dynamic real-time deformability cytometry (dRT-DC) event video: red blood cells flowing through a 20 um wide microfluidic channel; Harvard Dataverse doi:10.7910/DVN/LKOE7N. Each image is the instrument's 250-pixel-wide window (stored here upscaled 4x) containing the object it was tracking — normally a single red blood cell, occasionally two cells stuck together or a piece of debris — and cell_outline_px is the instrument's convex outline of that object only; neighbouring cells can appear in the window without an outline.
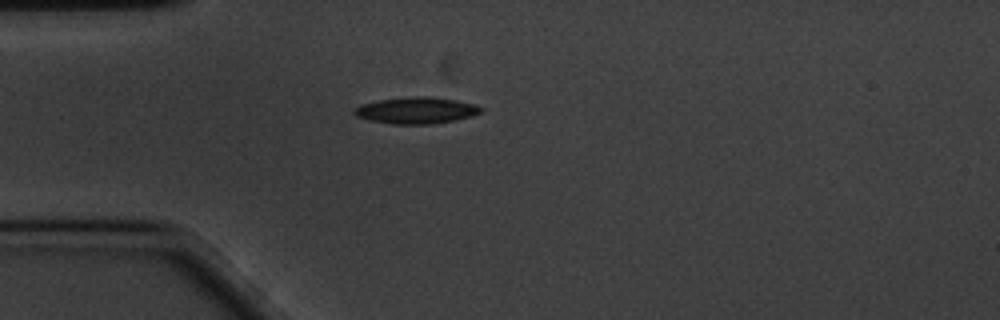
{"species": "common noctule bat (a hibernating species)", "species_latin": "Nyctalus noctula", "temperature_condition": "cold", "stored_images_in_passage": 44, "camera_frame_rate_fps": 3000, "um_per_image_px": 0.085, "animal": {"sex": "male", "body_mass_g": 20.1, "forearm_length_mm": 53.5}, "frame": {"image": 1, "passage_image": 1, "time_ms": 0.0, "image_size_px": [1000, 320], "cell_outline_px": [[484, 108], [480, 112], [472, 116], [456, 120], [432, 124], [392, 124], [368, 120], [356, 116], [352, 112], [360, 104], [380, 100], [416, 96], [424, 96], [456, 100], [476, 104]], "centroid_in_image_um": [35.39, 9.39], "position_along_channel_um": 49.6, "area_um2": 19.54}}
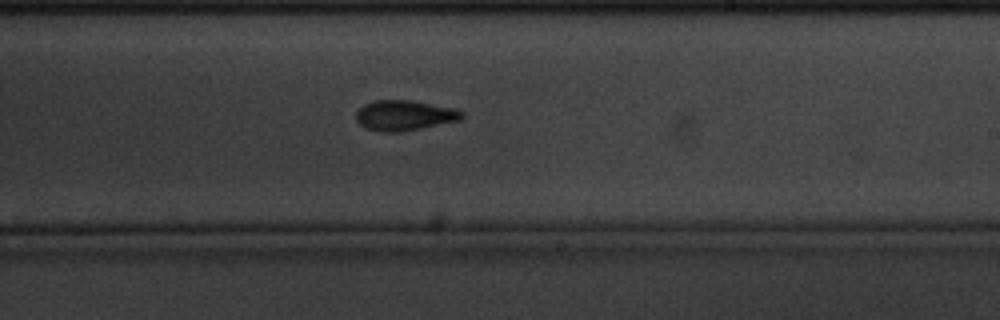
{"frame": {"image": 2, "passage_image": 20, "time_ms": 6.333, "image_size_px": [1000, 320], "cell_outline_px": [[464, 116], [460, 120], [400, 132], [384, 132], [364, 128], [356, 120], [356, 112], [364, 104], [372, 100], [408, 100], [452, 108], [464, 112]], "centroid_in_image_um": [34.33, 9.81], "position_along_channel_um": 254.7, "area_um2": 18.5}}
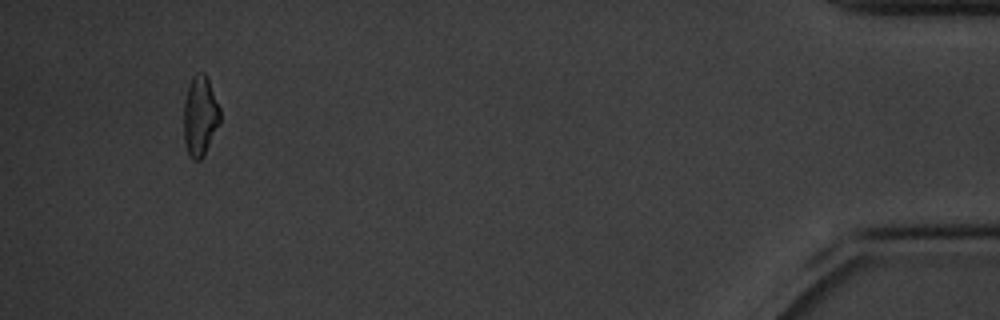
{"frame": {"image": 3, "passage_image": 41, "time_ms": 13.333, "image_size_px": [1000, 320], "cell_outline_px": [[220, 124], [204, 156], [200, 160], [192, 160], [188, 152], [184, 140], [184, 100], [188, 84], [192, 76], [196, 72], [204, 72], [208, 80], [220, 108]], "centroid_in_image_um": [17.01, 9.86], "position_along_channel_um": 418.2, "area_um2": 17.11}, "authors_computed_cell_mechanics": {"area_um2": 17.8891, "velocity_mm_per_s": 3.38, "shape_relaxation_time_tau1_ms": 3.9091, "shape_relaxation_time_tau2_ms": 3.9636, "deformation_change_tau1": 0.137, "deformation_change_tau2": 0.1154}}